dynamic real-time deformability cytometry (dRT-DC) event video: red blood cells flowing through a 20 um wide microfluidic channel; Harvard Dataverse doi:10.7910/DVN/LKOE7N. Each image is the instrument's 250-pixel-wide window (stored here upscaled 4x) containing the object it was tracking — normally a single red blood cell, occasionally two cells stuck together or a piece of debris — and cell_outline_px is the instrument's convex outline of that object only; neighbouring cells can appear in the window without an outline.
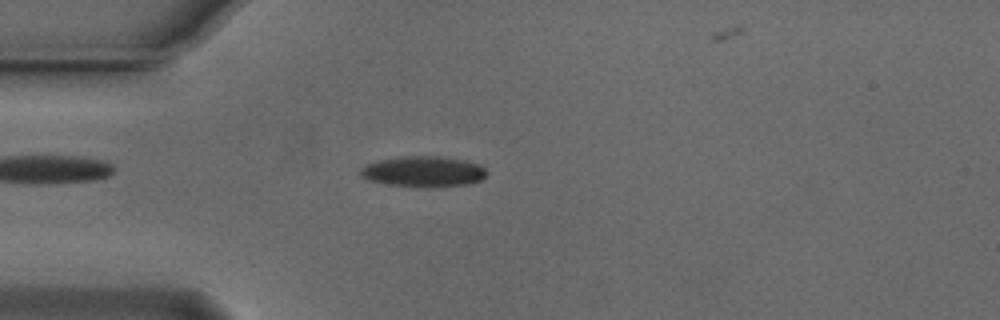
{"species": "Egyptian fruit bat (a non-hibernating species)", "species_latin": "Rousettus aegyptiacus", "temperature_condition": "cold", "stored_images_in_passage": 48, "camera_frame_rate_fps": 3000, "um_per_image_px": 0.085, "animal": {"sex": "male"}, "frame": {"image": 1, "passage_image": 14, "time_ms": 4.333, "image_size_px": [1000, 320], "cell_outline_px": [[488, 172], [480, 180], [468, 184], [424, 188], [388, 184], [368, 180], [360, 172], [368, 164], [380, 160], [400, 156], [440, 156], [464, 160], [480, 164]], "centroid_in_image_um": [36.04, 14.58], "position_along_channel_um": 49.0, "area_um2": 22.43}}
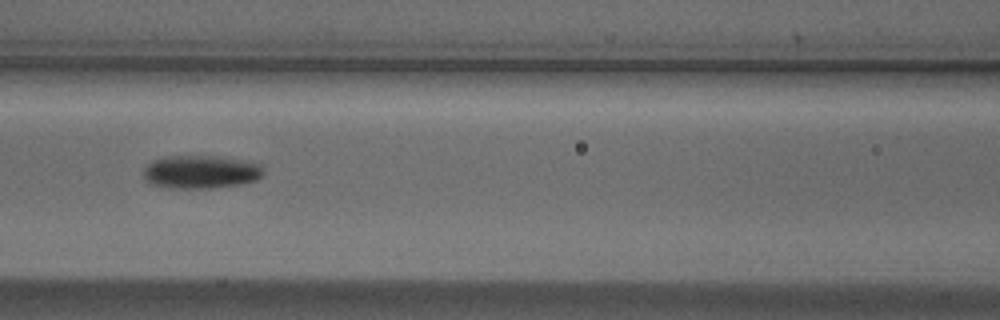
{"frame": {"image": 2, "passage_image": 23, "time_ms": 7.333, "image_size_px": [1000, 320], "cell_outline_px": [[264, 172], [256, 180], [240, 184], [212, 188], [168, 188], [148, 184], [144, 176], [144, 168], [152, 160], [164, 156], [216, 156], [240, 160], [260, 164], [264, 168]], "centroid_in_image_um": [17.03, 14.62], "position_along_channel_um": 149.6, "area_um2": 23.29}}
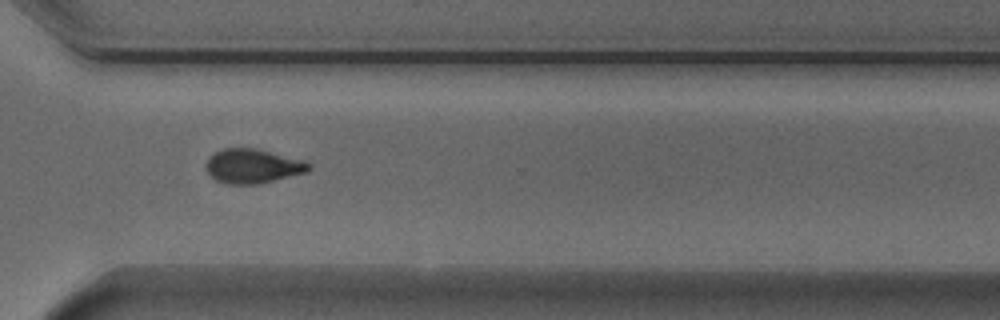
{"frame": {"image": 3, "passage_image": 39, "time_ms": 12.667, "image_size_px": [1000, 320], "cell_outline_px": [[312, 168], [308, 172], [256, 184], [228, 184], [216, 180], [204, 168], [204, 164], [208, 156], [212, 152], [224, 148], [260, 148], [304, 160], [312, 164]], "centroid_in_image_um": [21.48, 14.09], "position_along_channel_um": 349.1, "area_um2": 20.98}}